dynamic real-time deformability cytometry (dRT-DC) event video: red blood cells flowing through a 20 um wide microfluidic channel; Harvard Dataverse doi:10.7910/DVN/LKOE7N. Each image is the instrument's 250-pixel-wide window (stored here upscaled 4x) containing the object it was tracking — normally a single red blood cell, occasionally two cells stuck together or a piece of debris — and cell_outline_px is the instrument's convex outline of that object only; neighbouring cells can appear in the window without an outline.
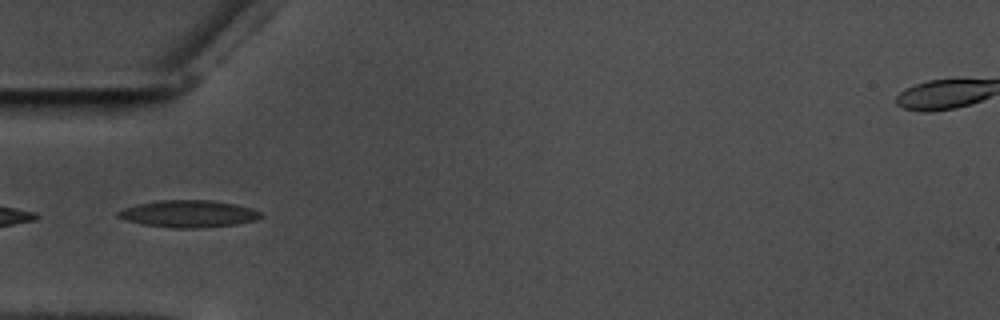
{"species": "common noctule bat (a hibernating species)", "species_latin": "Nyctalus noctula", "temperature_condition": "warm", "stored_images_in_passage": 36, "camera_frame_rate_fps": 3000, "um_per_image_px": 0.085, "animal": {"sex": "male", "body_mass_g": 17.5, "forearm_length_mm": 52.3}, "frame": {"image": 1, "passage_image": 1, "time_ms": 0.0, "image_size_px": [1000, 320], "cell_outline_px": [[264, 216], [256, 220], [236, 224], [200, 228], [176, 228], [144, 224], [128, 220], [116, 216], [116, 212], [124, 208], [136, 204], [160, 200], [212, 200], [236, 204], [252, 208], [260, 212]], "centroid_in_image_um": [16.06, 18.16], "position_along_channel_um": 68.9, "area_um2": 22.48}}
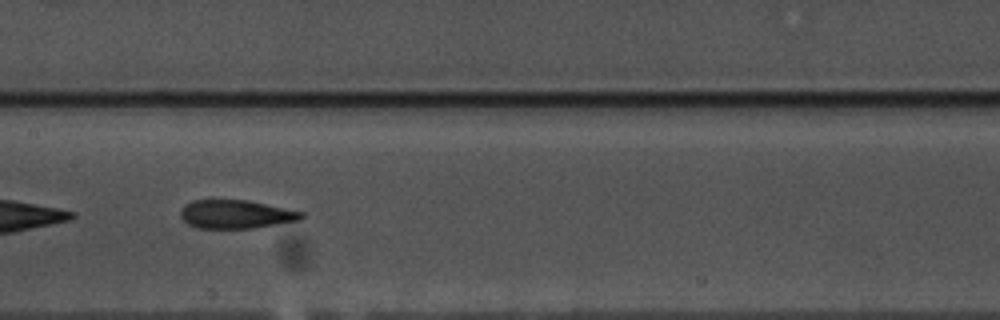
{"frame": {"image": 2, "passage_image": 11, "time_ms": 3.333, "image_size_px": [1000, 320], "cell_outline_px": [[304, 216], [300, 220], [252, 228], [196, 228], [188, 224], [180, 216], [180, 208], [184, 204], [192, 200], [248, 200], [304, 212]], "centroid_in_image_um": [20.02, 18.2], "position_along_channel_um": 187.4, "area_um2": 20.11}}
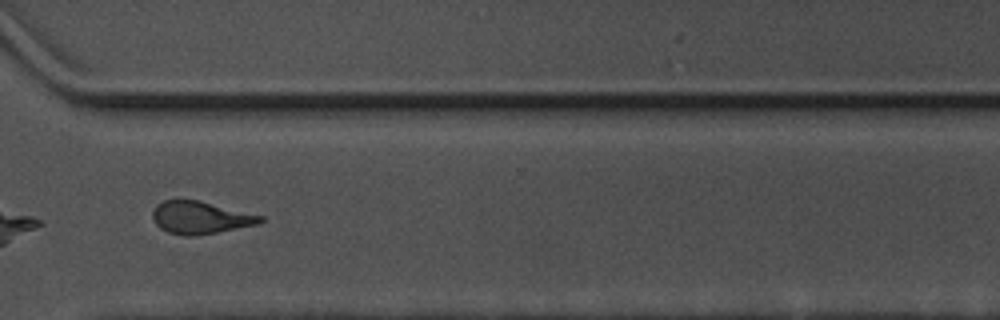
{"frame": {"image": 3, "passage_image": 25, "time_ms": 8.0, "image_size_px": [1000, 320], "cell_outline_px": [[264, 220], [256, 224], [216, 232], [188, 236], [184, 236], [168, 232], [160, 228], [152, 220], [152, 212], [156, 204], [164, 200], [180, 196], [200, 200], [264, 216]], "centroid_in_image_um": [16.95, 18.44], "position_along_channel_um": 353.6, "area_um2": 20.81}, "authors_computed_cell_mechanics": {"area_um2": 20.5768, "velocity_mm_per_s": 3.5577, "shape_relaxation_time_tau1_ms": 7.4475, "shape_relaxation_time_tau2_ms": 2.1604, "deformation_change_tau1": 0.189, "deformation_change_tau2": 0.1119}}